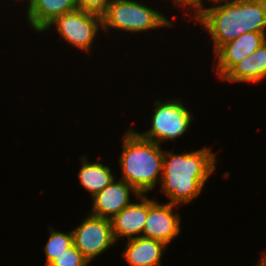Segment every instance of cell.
I'll list each match as a JSON object with an SVG mask.
<instances>
[{"instance_id":"6da1fadb","label":"cell","mask_w":266,"mask_h":266,"mask_svg":"<svg viewBox=\"0 0 266 266\" xmlns=\"http://www.w3.org/2000/svg\"><path fill=\"white\" fill-rule=\"evenodd\" d=\"M216 153L204 146L185 153L164 151L161 192L169 204L182 206L200 196L216 170Z\"/></svg>"},{"instance_id":"7a4b0ae2","label":"cell","mask_w":266,"mask_h":266,"mask_svg":"<svg viewBox=\"0 0 266 266\" xmlns=\"http://www.w3.org/2000/svg\"><path fill=\"white\" fill-rule=\"evenodd\" d=\"M194 22L201 25V29L205 28V33L212 39L215 53L222 45L243 33L258 32L266 36V0L206 6Z\"/></svg>"},{"instance_id":"3957f363","label":"cell","mask_w":266,"mask_h":266,"mask_svg":"<svg viewBox=\"0 0 266 266\" xmlns=\"http://www.w3.org/2000/svg\"><path fill=\"white\" fill-rule=\"evenodd\" d=\"M163 156L164 151L158 143L144 139L134 128H128L122 137V151L118 159L122 172L120 179L139 194L147 195L161 182Z\"/></svg>"},{"instance_id":"277c9868","label":"cell","mask_w":266,"mask_h":266,"mask_svg":"<svg viewBox=\"0 0 266 266\" xmlns=\"http://www.w3.org/2000/svg\"><path fill=\"white\" fill-rule=\"evenodd\" d=\"M156 10L137 0H112L102 15L103 31L109 34V29L113 28L137 34L175 26L167 15Z\"/></svg>"},{"instance_id":"5b68a950","label":"cell","mask_w":266,"mask_h":266,"mask_svg":"<svg viewBox=\"0 0 266 266\" xmlns=\"http://www.w3.org/2000/svg\"><path fill=\"white\" fill-rule=\"evenodd\" d=\"M184 105L180 98L167 99V101L157 99L151 116V128L142 133L135 131L142 138L159 145L184 136L194 119L193 112Z\"/></svg>"},{"instance_id":"8992f818","label":"cell","mask_w":266,"mask_h":266,"mask_svg":"<svg viewBox=\"0 0 266 266\" xmlns=\"http://www.w3.org/2000/svg\"><path fill=\"white\" fill-rule=\"evenodd\" d=\"M51 28H54L59 33V38L64 39L69 45L89 54L98 31L103 30L102 16L77 8L56 17L41 34Z\"/></svg>"},{"instance_id":"52a82bcc","label":"cell","mask_w":266,"mask_h":266,"mask_svg":"<svg viewBox=\"0 0 266 266\" xmlns=\"http://www.w3.org/2000/svg\"><path fill=\"white\" fill-rule=\"evenodd\" d=\"M82 221L72 230L73 244L90 263L117 242L111 220L88 213Z\"/></svg>"},{"instance_id":"ba28073f","label":"cell","mask_w":266,"mask_h":266,"mask_svg":"<svg viewBox=\"0 0 266 266\" xmlns=\"http://www.w3.org/2000/svg\"><path fill=\"white\" fill-rule=\"evenodd\" d=\"M179 206L159 203L155 198H148V215L143 228V237L157 239L170 245L180 235L181 215L173 209Z\"/></svg>"},{"instance_id":"9c48e42d","label":"cell","mask_w":266,"mask_h":266,"mask_svg":"<svg viewBox=\"0 0 266 266\" xmlns=\"http://www.w3.org/2000/svg\"><path fill=\"white\" fill-rule=\"evenodd\" d=\"M264 41L266 36L258 32H246L236 39L222 45L213 55L215 56V73L222 78L236 63L253 53Z\"/></svg>"},{"instance_id":"30bf717a","label":"cell","mask_w":266,"mask_h":266,"mask_svg":"<svg viewBox=\"0 0 266 266\" xmlns=\"http://www.w3.org/2000/svg\"><path fill=\"white\" fill-rule=\"evenodd\" d=\"M116 179L92 197L90 214L111 220L131 203L130 195L137 200L139 193L126 181Z\"/></svg>"},{"instance_id":"8fae6325","label":"cell","mask_w":266,"mask_h":266,"mask_svg":"<svg viewBox=\"0 0 266 266\" xmlns=\"http://www.w3.org/2000/svg\"><path fill=\"white\" fill-rule=\"evenodd\" d=\"M137 203H130L111 219L115 241L143 236V228L148 215V196L138 195ZM140 201V202H139ZM119 239V240H118Z\"/></svg>"},{"instance_id":"7c38bea8","label":"cell","mask_w":266,"mask_h":266,"mask_svg":"<svg viewBox=\"0 0 266 266\" xmlns=\"http://www.w3.org/2000/svg\"><path fill=\"white\" fill-rule=\"evenodd\" d=\"M124 246L122 256L129 266H161L164 250L168 247L160 240L143 236L127 240Z\"/></svg>"},{"instance_id":"4fadbf2b","label":"cell","mask_w":266,"mask_h":266,"mask_svg":"<svg viewBox=\"0 0 266 266\" xmlns=\"http://www.w3.org/2000/svg\"><path fill=\"white\" fill-rule=\"evenodd\" d=\"M266 78V41L253 53L236 63L222 78L230 83L258 84Z\"/></svg>"},{"instance_id":"5bb4252c","label":"cell","mask_w":266,"mask_h":266,"mask_svg":"<svg viewBox=\"0 0 266 266\" xmlns=\"http://www.w3.org/2000/svg\"><path fill=\"white\" fill-rule=\"evenodd\" d=\"M26 3V20L36 33H41L56 17L77 9V0H27Z\"/></svg>"},{"instance_id":"9a60e30c","label":"cell","mask_w":266,"mask_h":266,"mask_svg":"<svg viewBox=\"0 0 266 266\" xmlns=\"http://www.w3.org/2000/svg\"><path fill=\"white\" fill-rule=\"evenodd\" d=\"M86 155L80 157L82 162L78 178L83 188L90 193L91 198L108 186L115 178L110 166L101 162H90Z\"/></svg>"},{"instance_id":"2e32d148","label":"cell","mask_w":266,"mask_h":266,"mask_svg":"<svg viewBox=\"0 0 266 266\" xmlns=\"http://www.w3.org/2000/svg\"><path fill=\"white\" fill-rule=\"evenodd\" d=\"M73 245L72 231L63 233L50 227V235L43 249L46 256L45 264L48 266L55 258H57V256L64 253L65 250Z\"/></svg>"},{"instance_id":"e0dca14e","label":"cell","mask_w":266,"mask_h":266,"mask_svg":"<svg viewBox=\"0 0 266 266\" xmlns=\"http://www.w3.org/2000/svg\"><path fill=\"white\" fill-rule=\"evenodd\" d=\"M89 264L82 253L73 245L57 256L48 266H89Z\"/></svg>"},{"instance_id":"ac0fdd59","label":"cell","mask_w":266,"mask_h":266,"mask_svg":"<svg viewBox=\"0 0 266 266\" xmlns=\"http://www.w3.org/2000/svg\"><path fill=\"white\" fill-rule=\"evenodd\" d=\"M112 0H77V8L83 11L103 15Z\"/></svg>"},{"instance_id":"d6986e66","label":"cell","mask_w":266,"mask_h":266,"mask_svg":"<svg viewBox=\"0 0 266 266\" xmlns=\"http://www.w3.org/2000/svg\"><path fill=\"white\" fill-rule=\"evenodd\" d=\"M168 1V0H167ZM170 1V0H169ZM171 2H173V4H176L177 7H181V10H185L186 14L190 9V12H193V15L191 16V19L189 20H196L200 14V3L199 0H171ZM184 8V9H183Z\"/></svg>"},{"instance_id":"ffe728a7","label":"cell","mask_w":266,"mask_h":266,"mask_svg":"<svg viewBox=\"0 0 266 266\" xmlns=\"http://www.w3.org/2000/svg\"><path fill=\"white\" fill-rule=\"evenodd\" d=\"M210 1L209 3H212L211 5H216V4H223V3H232V2H238V1H242V0H207ZM212 1V2H211ZM200 3V9L202 10L203 8H205V0L203 2V0H199Z\"/></svg>"},{"instance_id":"44dd1931","label":"cell","mask_w":266,"mask_h":266,"mask_svg":"<svg viewBox=\"0 0 266 266\" xmlns=\"http://www.w3.org/2000/svg\"><path fill=\"white\" fill-rule=\"evenodd\" d=\"M262 258L259 259V263H257V266H266V249L264 253H262Z\"/></svg>"}]
</instances>
